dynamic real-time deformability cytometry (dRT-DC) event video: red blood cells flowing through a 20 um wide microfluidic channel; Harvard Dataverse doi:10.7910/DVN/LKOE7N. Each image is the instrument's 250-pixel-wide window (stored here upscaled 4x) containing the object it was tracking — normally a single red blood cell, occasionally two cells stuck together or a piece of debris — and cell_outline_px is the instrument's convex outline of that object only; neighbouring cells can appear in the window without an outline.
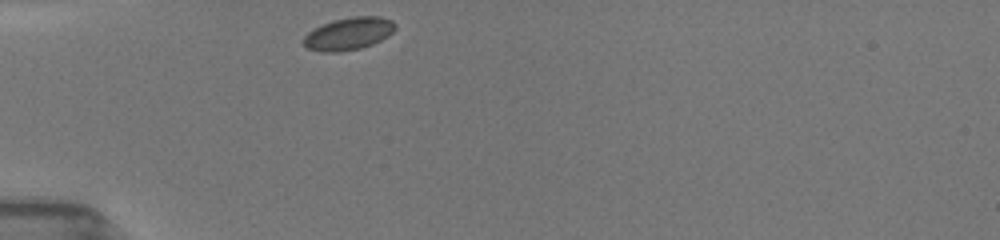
{"species": "common noctule bat (a hibernating species)", "species_latin": "Nyctalus noctula", "temperature_condition": "room temperature", "stored_images_in_passage": 47, "camera_frame_rate_fps": 3000, "um_per_image_px": 0.085, "animal": {"sex": "female", "body_mass_g": 19.5, "forearm_length_mm": 54.1}, "frame": {"image": 1, "passage_image": 1, "time_ms": 0.0, "image_size_px": [1000, 240], "cell_outline_px": [[396, 28], [388, 36], [372, 44], [360, 48], [340, 52], [320, 52], [308, 48], [300, 40], [308, 32], [332, 20], [352, 16], [380, 16], [392, 20], [396, 24]], "centroid_in_image_um": [29.63, 2.86], "position_along_channel_um": 55.4, "area_um2": 17.46}}
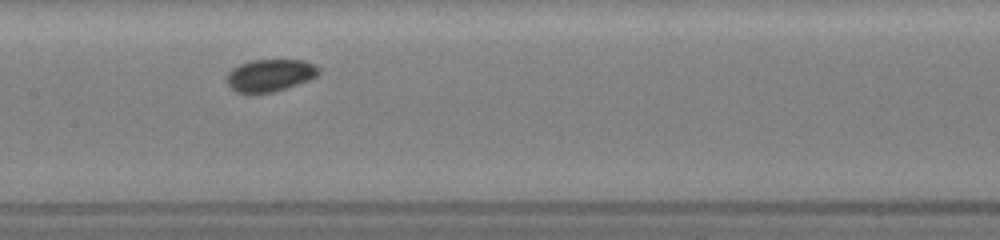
{"frame": {"image": 2, "passage_image": 16, "time_ms": 3.667, "image_size_px": [1000, 240], "cell_outline_px": [[320, 72], [316, 76], [308, 80], [272, 92], [236, 92], [228, 88], [224, 80], [228, 72], [232, 68], [240, 64], [252, 60], [304, 60], [320, 68]], "centroid_in_image_um": [22.89, 6.39], "position_along_channel_um": 184.5, "area_um2": 17.22}}
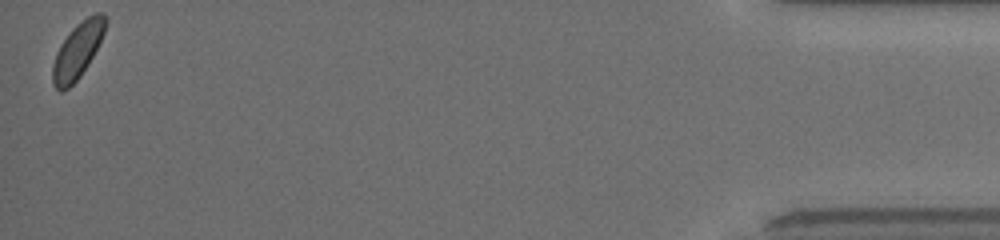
{"frame": {"image": 3, "passage_image": 47, "time_ms": 12.0, "image_size_px": [1000, 240], "cell_outline_px": [[108, 20], [104, 32], [88, 64], [80, 76], [68, 88], [60, 92], [52, 84], [52, 64], [56, 52], [60, 44], [72, 28], [76, 24], [88, 16], [96, 12], [104, 12]], "centroid_in_image_um": [6.58, 4.27], "position_along_channel_um": 428.6, "area_um2": 17.11}, "authors_computed_cell_mechanics": {"area_um2": 17.1088, "velocity_mm_per_s": 3.8996, "shape_relaxation_time_tau1_ms": 0.4877, "shape_relaxation_time_tau2_ms": null, "deformation_change_tau1": 0.0385, "deformation_change_tau2": null}}